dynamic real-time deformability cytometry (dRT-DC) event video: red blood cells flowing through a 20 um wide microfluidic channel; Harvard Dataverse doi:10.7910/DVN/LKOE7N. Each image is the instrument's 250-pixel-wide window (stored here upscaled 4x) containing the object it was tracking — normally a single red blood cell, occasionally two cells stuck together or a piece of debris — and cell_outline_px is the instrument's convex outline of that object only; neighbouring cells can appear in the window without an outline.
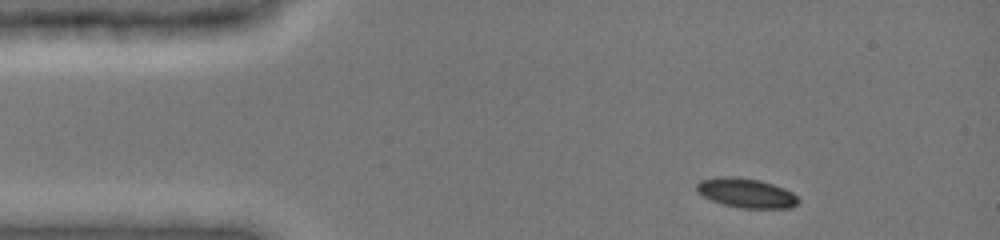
{"species": "common noctule bat (a hibernating species)", "species_latin": "Nyctalus noctula", "temperature_condition": "cold", "stored_images_in_passage": 6, "camera_frame_rate_fps": 3000, "um_per_image_px": 0.085, "animal": {"sex": "female", "body_mass_g": 19.0, "forearm_length_mm": 51.5}, "frame": {"image": 1, "passage_image": 1, "time_ms": 0.0, "image_size_px": [1000, 240], "cell_outline_px": [[800, 200], [792, 208], [740, 208], [724, 204], [712, 200], [696, 192], [696, 184], [700, 180], [716, 176], [736, 176], [760, 180], [784, 188], [792, 192]], "centroid_in_image_um": [63.41, 16.39], "position_along_channel_um": 21.6, "area_um2": 17.57}}
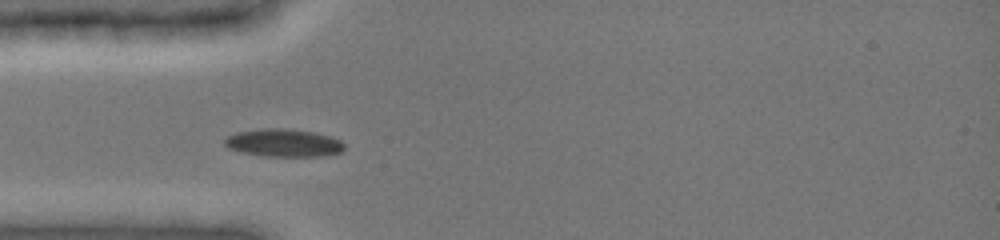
{"frame": {"image": 2, "passage_image": 4, "time_ms": 2.667, "image_size_px": [1000, 240], "cell_outline_px": [[344, 148], [340, 152], [320, 156], [264, 156], [244, 152], [228, 148], [224, 144], [224, 140], [228, 136], [236, 132], [264, 128], [284, 128], [316, 132], [332, 136], [340, 140], [344, 144]], "centroid_in_image_um": [24.12, 12.13], "position_along_channel_um": 60.9, "area_um2": 19.36}}